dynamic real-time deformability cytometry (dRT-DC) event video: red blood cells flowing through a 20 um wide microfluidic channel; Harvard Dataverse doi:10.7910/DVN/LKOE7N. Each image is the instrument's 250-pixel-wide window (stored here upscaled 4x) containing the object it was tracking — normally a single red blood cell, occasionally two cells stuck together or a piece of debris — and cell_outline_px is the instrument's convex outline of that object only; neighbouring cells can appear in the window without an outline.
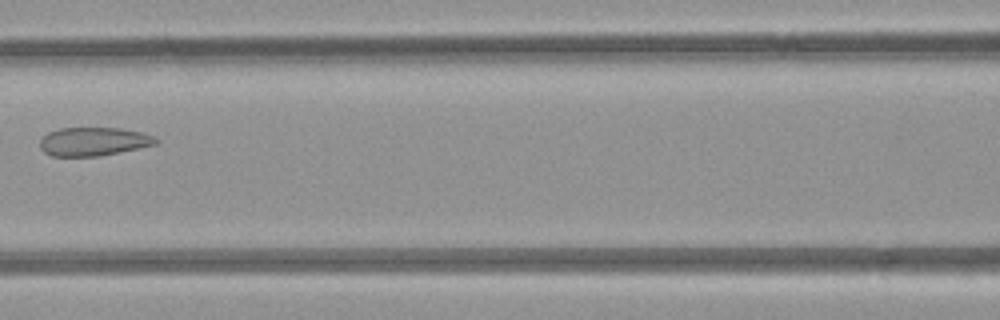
{"species": "common noctule bat (a hibernating species)", "species_latin": "Nyctalus noctula", "temperature_condition": "room temperature", "stored_images_in_passage": 7, "camera_frame_rate_fps": 3000, "um_per_image_px": 0.085, "animal": {"sex": "female", "body_mass_g": 21.9}, "frame": {"image": 1, "passage_image": 7, "time_ms": 7.0, "image_size_px": [1000, 320], "cell_outline_px": [[160, 140], [156, 144], [100, 156], [52, 156], [44, 152], [40, 148], [40, 140], [48, 132], [60, 128], [120, 128], [140, 132], [152, 136]], "centroid_in_image_um": [7.92, 12.03], "position_along_channel_um": 158.7, "area_um2": 19.13}}